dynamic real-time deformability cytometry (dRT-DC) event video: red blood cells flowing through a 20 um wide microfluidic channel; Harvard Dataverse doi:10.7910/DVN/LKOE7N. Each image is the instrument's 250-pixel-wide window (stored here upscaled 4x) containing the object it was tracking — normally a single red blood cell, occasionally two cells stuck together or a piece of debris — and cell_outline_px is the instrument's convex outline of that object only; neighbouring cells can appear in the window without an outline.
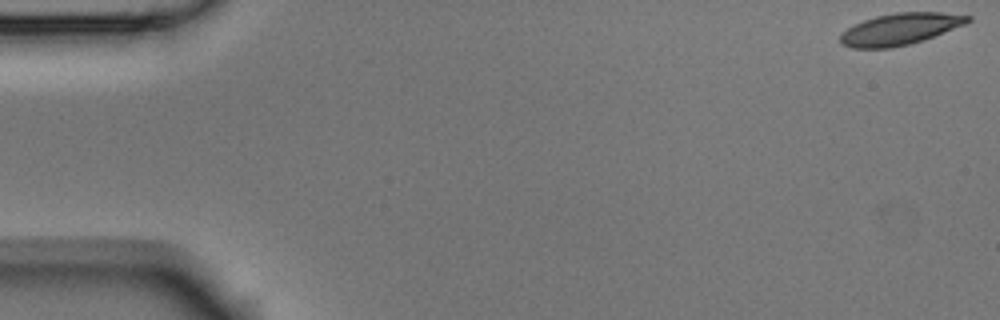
{"species": "Egyptian fruit bat (a non-hibernating species)", "species_latin": "Rousettus aegyptiacus", "temperature_condition": "room temperature", "stored_images_in_passage": 9, "camera_frame_rate_fps": 3000, "um_per_image_px": 0.085, "animal": {"sex": "male"}, "frame": {"image": 1, "passage_image": 1, "time_ms": 0.0, "image_size_px": [1000, 320], "cell_outline_px": [[972, 20], [964, 24], [924, 40], [892, 48], [852, 48], [840, 44], [840, 36], [848, 28], [864, 20], [876, 16], [896, 12], [940, 12], [972, 16]], "centroid_in_image_um": [76.51, 2.47], "position_along_channel_um": 8.5, "area_um2": 23.29}}
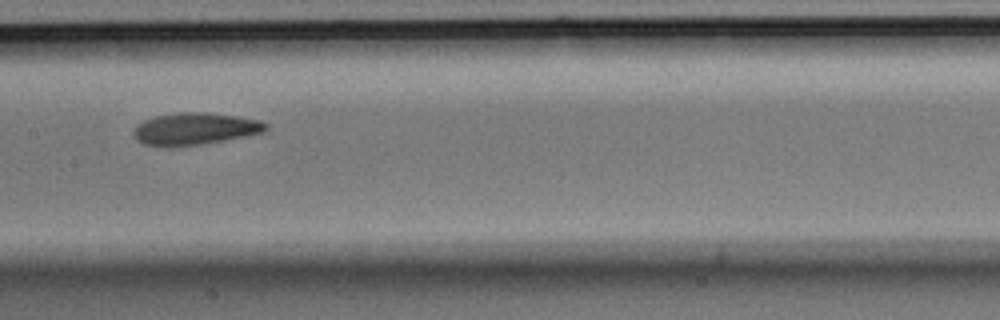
{"frame": {"image": 2, "passage_image": 7, "time_ms": 2.0, "image_size_px": [1000, 320], "cell_outline_px": [[268, 128], [264, 132], [224, 140], [200, 144], [168, 148], [144, 144], [136, 140], [132, 132], [136, 124], [144, 120], [156, 116], [180, 112], [204, 112], [236, 116], [260, 120], [268, 124]], "centroid_in_image_um": [16.52, 10.96], "position_along_channel_um": 190.9, "area_um2": 24.85}}
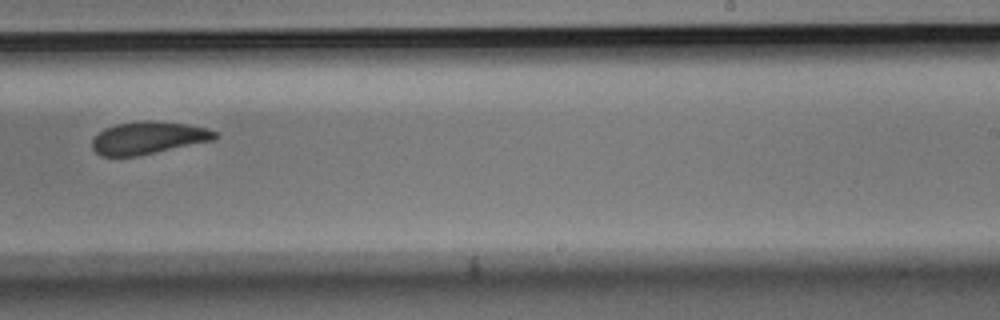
{"frame": {"image": 3, "passage_image": 9, "time_ms": 2.667, "image_size_px": [1000, 320], "cell_outline_px": [[220, 136], [216, 140], [136, 156], [100, 156], [92, 148], [92, 140], [104, 128], [116, 124], [144, 120], [152, 120], [188, 124], [208, 128], [216, 132]], "centroid_in_image_um": [12.64, 11.71], "position_along_channel_um": 276.4, "area_um2": 23.41}}